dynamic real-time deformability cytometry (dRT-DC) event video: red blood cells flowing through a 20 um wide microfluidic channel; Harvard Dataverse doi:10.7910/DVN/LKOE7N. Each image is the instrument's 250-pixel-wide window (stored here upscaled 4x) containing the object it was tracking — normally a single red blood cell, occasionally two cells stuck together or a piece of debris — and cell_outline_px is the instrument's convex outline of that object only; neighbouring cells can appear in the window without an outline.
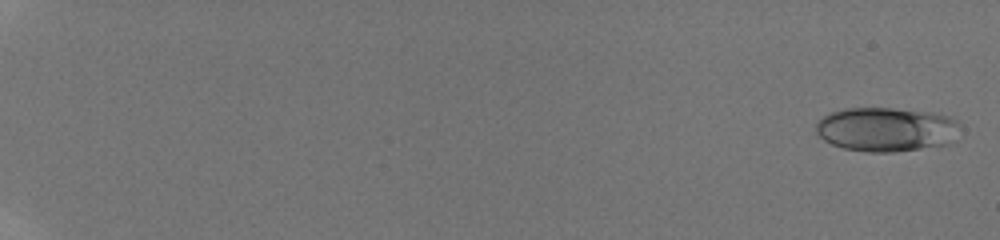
{"species": "human", "species_latin": "Homo sapiens", "temperature_condition": "room temperature", "stored_images_in_passage": 33, "camera_frame_rate_fps": 3000, "um_per_image_px": 0.085, "donor": {"sex": "male"}, "frame": {"image": 1, "passage_image": 1, "time_ms": 0.0, "image_size_px": [1000, 240], "cell_outline_px": [[960, 124], [944, 144], [896, 152], [868, 152], [844, 148], [832, 144], [824, 140], [816, 132], [816, 120], [828, 112], [844, 108], [892, 108], [932, 112], [948, 116], [956, 120]], "centroid_in_image_um": [75.21, 10.97], "position_along_channel_um": 9.8, "area_um2": 36.76}}
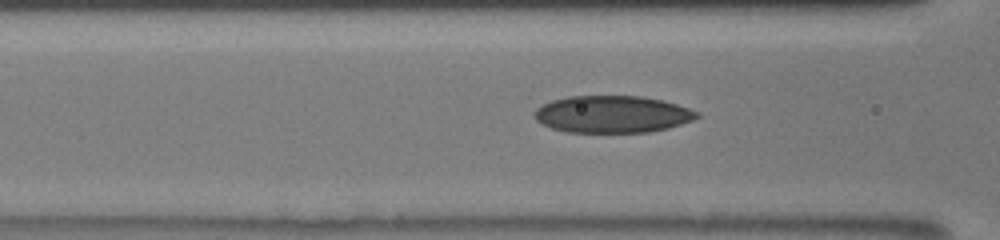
{"frame": {"image": 2, "passage_image": 22, "time_ms": 8.667, "image_size_px": [1000, 240], "cell_outline_px": [[700, 116], [692, 120], [668, 128], [648, 132], [568, 132], [552, 128], [536, 120], [536, 108], [552, 100], [568, 96], [640, 96], [660, 100], [676, 104], [700, 112]], "centroid_in_image_um": [52.06, 9.71], "position_along_channel_um": 114.5, "area_um2": 34.8}}
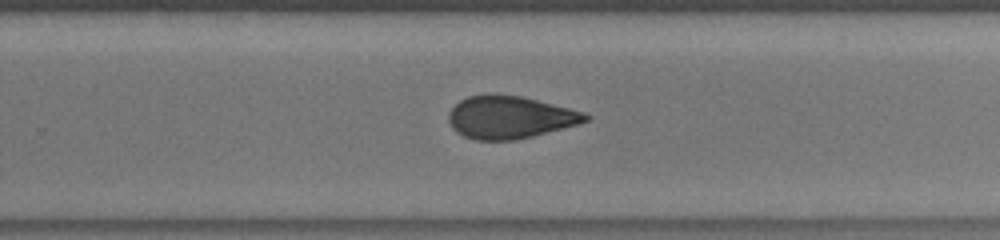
{"frame": {"image": 3, "passage_image": 32, "time_ms": 13.0, "image_size_px": [1000, 240], "cell_outline_px": [[592, 116], [588, 120], [580, 124], [516, 140], [476, 140], [464, 136], [456, 132], [452, 128], [448, 120], [448, 112], [460, 100], [468, 96], [488, 92], [520, 96], [584, 112]], "centroid_in_image_um": [43.31, 9.96], "position_along_channel_um": 286.5, "area_um2": 34.16}}